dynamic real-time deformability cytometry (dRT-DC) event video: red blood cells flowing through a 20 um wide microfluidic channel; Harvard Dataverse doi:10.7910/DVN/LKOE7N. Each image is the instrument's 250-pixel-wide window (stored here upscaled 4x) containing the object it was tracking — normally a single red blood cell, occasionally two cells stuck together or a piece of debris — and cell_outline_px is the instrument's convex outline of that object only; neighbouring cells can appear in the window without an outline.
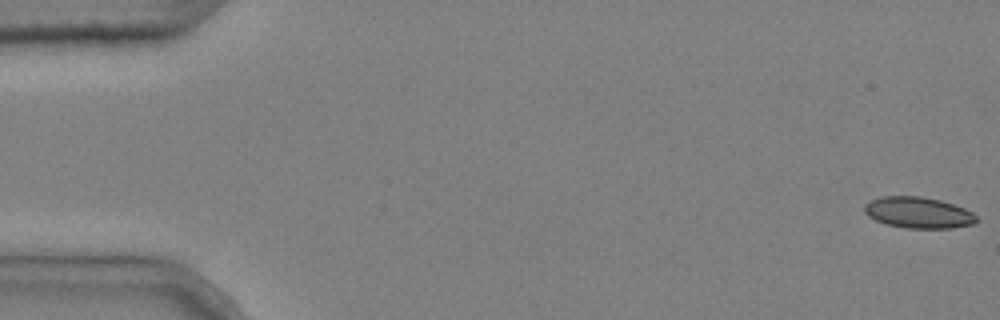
{"species": "common noctule bat (a hibernating species)", "species_latin": "Nyctalus noctula", "temperature_condition": "cold", "stored_images_in_passage": 7, "camera_frame_rate_fps": 3000, "um_per_image_px": 0.085, "animal": {"sex": "male", "body_mass_g": 20.4}, "frame": {"image": 1, "passage_image": 1, "time_ms": 0.0, "image_size_px": [1000, 320], "cell_outline_px": [[980, 220], [972, 224], [948, 228], [908, 228], [884, 224], [868, 216], [864, 212], [864, 204], [872, 200], [884, 196], [920, 196], [940, 200], [964, 208], [972, 212]], "centroid_in_image_um": [78.05, 18.07], "position_along_channel_um": 7.0, "area_um2": 20.29}}